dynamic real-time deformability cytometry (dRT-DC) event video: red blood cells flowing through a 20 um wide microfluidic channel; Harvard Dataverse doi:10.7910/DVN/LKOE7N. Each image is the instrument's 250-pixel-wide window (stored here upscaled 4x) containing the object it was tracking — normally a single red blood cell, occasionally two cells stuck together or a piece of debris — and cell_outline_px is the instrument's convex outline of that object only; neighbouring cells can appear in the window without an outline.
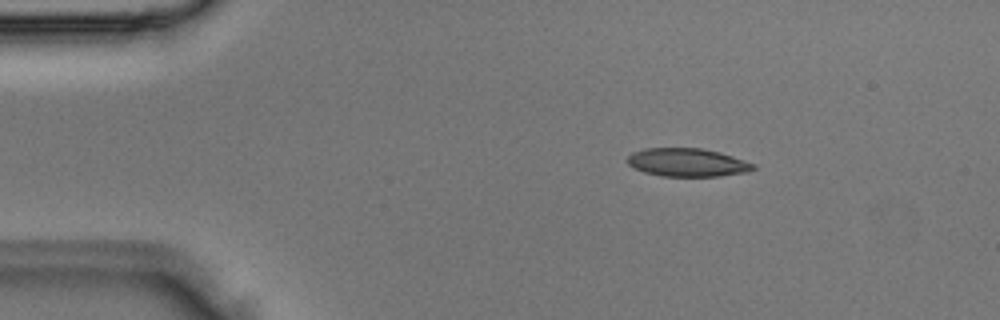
{"species": "Egyptian fruit bat (a non-hibernating species)", "species_latin": "Rousettus aegyptiacus", "temperature_condition": "room temperature", "stored_images_in_passage": 2, "camera_frame_rate_fps": 3000, "um_per_image_px": 0.085, "animal": {"sex": "male"}, "frame": {"image": 1, "passage_image": 1, "time_ms": 0.0, "image_size_px": [1000, 320], "cell_outline_px": [[756, 168], [748, 172], [720, 176], [660, 176], [644, 172], [628, 164], [628, 156], [632, 152], [644, 148], [700, 148], [720, 152], [756, 164]], "centroid_in_image_um": [58.44, 13.81], "position_along_channel_um": 26.6, "area_um2": 20.75}}